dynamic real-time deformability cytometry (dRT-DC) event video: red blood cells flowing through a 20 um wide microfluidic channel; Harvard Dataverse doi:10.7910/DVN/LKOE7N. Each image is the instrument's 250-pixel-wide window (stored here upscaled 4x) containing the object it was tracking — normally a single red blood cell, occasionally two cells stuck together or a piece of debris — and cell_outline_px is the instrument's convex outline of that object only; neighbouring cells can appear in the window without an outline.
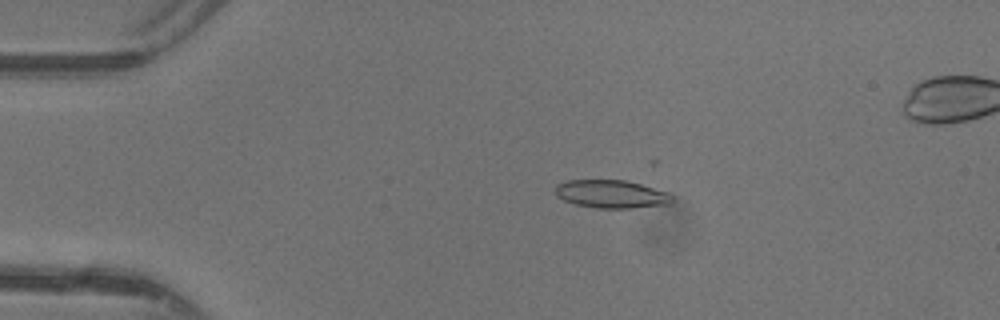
{"species": "common noctule bat (a hibernating species)", "species_latin": "Nyctalus noctula", "temperature_condition": "warm", "stored_images_in_passage": 17, "camera_frame_rate_fps": 3000, "um_per_image_px": 0.085, "animal": {"sex": "female"}, "frame": {"image": 1, "passage_image": 10, "time_ms": 3.0, "image_size_px": [1000, 320], "cell_outline_px": [[672, 200], [668, 204], [632, 208], [596, 208], [576, 204], [564, 200], [556, 196], [556, 184], [568, 180], [624, 180], [640, 184], [668, 192], [672, 196]], "centroid_in_image_um": [51.95, 16.49], "position_along_channel_um": 33.1, "area_um2": 18.96}}
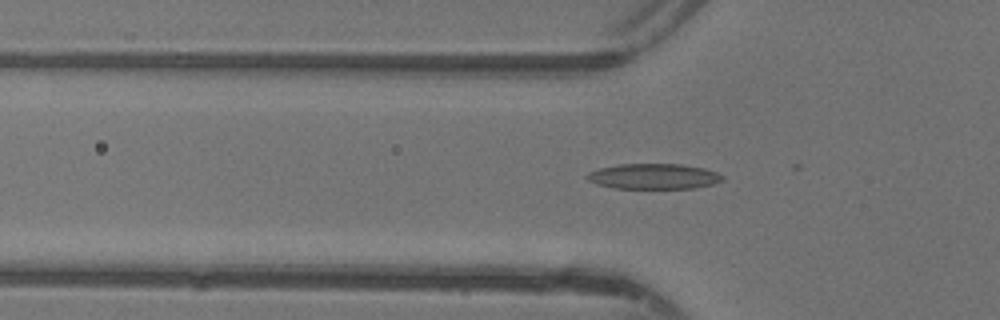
{"frame": {"image": 2, "passage_image": 16, "time_ms": 5.0, "image_size_px": [1000, 320], "cell_outline_px": [[724, 180], [712, 184], [696, 188], [616, 188], [596, 184], [588, 180], [584, 176], [588, 172], [600, 168], [620, 164], [680, 164], [704, 168], [716, 172], [724, 176]], "centroid_in_image_um": [55.56, 14.99], "position_along_channel_um": 70.2, "area_um2": 20.06}}